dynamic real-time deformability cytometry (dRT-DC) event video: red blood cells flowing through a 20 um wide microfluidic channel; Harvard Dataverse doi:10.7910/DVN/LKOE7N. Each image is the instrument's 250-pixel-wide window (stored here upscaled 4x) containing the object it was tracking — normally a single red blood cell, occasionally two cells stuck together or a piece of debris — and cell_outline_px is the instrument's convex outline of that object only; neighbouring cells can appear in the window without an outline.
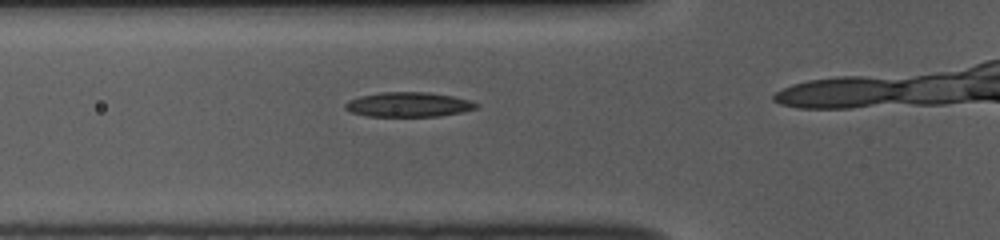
{"species": "common noctule bat (a hibernating species)", "species_latin": "Nyctalus noctula", "temperature_condition": "room temperature", "stored_images_in_passage": 15, "camera_frame_rate_fps": 3000, "um_per_image_px": 0.085, "animal": {"sex": "female", "body_mass_g": 10.0, "forearm_length_mm": 53.1}, "frame": {"image": 1, "passage_image": 11, "time_ms": 3.333, "image_size_px": [1000, 240], "cell_outline_px": [[480, 104], [476, 108], [460, 112], [440, 116], [368, 116], [352, 112], [344, 108], [344, 104], [348, 100], [360, 96], [380, 92], [428, 92], [452, 96], [472, 100]], "centroid_in_image_um": [34.73, 8.88], "position_along_channel_um": 91.1, "area_um2": 18.84}}